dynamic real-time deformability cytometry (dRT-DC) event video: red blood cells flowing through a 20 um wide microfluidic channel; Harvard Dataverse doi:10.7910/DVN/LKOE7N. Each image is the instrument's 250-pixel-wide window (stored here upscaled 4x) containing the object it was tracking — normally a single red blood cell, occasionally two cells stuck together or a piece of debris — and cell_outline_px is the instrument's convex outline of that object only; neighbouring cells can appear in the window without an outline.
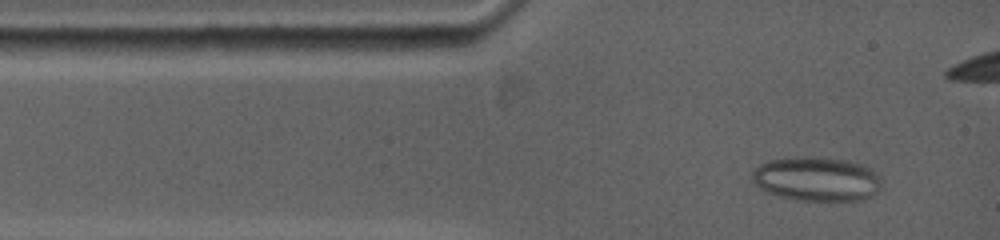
{"species": "common noctule bat (a hibernating species)", "species_latin": "Nyctalus noctula", "temperature_condition": "warm", "stored_images_in_passage": 47, "camera_frame_rate_fps": 5000, "um_per_image_px": 0.085, "animal": {"sex": "female", "body_mass_g": 19.0, "forearm_length_mm": 53.3}, "frame": {"image": 1, "passage_image": 1, "time_ms": 0.0, "image_size_px": [1000, 240], "cell_outline_px": [[880, 184], [876, 192], [872, 196], [860, 200], [828, 204], [796, 200], [764, 192], [752, 180], [752, 172], [760, 164], [772, 160], [848, 160], [860, 164], [876, 172], [880, 176]], "centroid_in_image_um": [69.45, 15.33], "position_along_channel_um": 15.5, "area_um2": 32.95}}
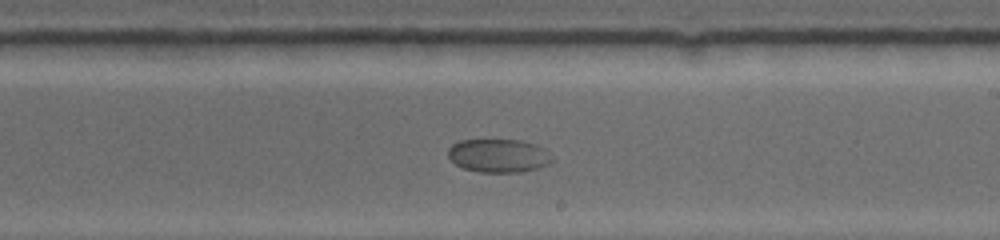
{"frame": {"image": 2, "passage_image": 22, "time_ms": 7.2, "image_size_px": [1000, 240], "cell_outline_px": [[552, 160], [536, 168], [520, 172], [480, 172], [464, 168], [456, 164], [448, 156], [448, 148], [452, 144], [460, 140], [516, 140], [532, 144], [540, 148]], "centroid_in_image_um": [42.26, 13.23], "position_along_channel_um": 246.7, "area_um2": 19.54}}
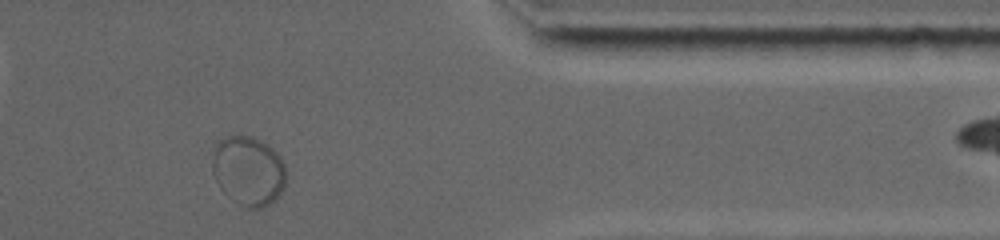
{"frame": {"image": 3, "passage_image": 41, "time_ms": 11.8, "image_size_px": [1000, 240], "cell_outline_px": [[284, 188], [264, 208], [248, 208], [240, 204], [216, 180], [212, 172], [212, 160], [216, 144], [224, 136], [252, 136], [268, 144], [280, 156], [284, 164]], "centroid_in_image_um": [21.12, 14.47], "position_along_channel_um": 390.3, "area_um2": 29.13}}